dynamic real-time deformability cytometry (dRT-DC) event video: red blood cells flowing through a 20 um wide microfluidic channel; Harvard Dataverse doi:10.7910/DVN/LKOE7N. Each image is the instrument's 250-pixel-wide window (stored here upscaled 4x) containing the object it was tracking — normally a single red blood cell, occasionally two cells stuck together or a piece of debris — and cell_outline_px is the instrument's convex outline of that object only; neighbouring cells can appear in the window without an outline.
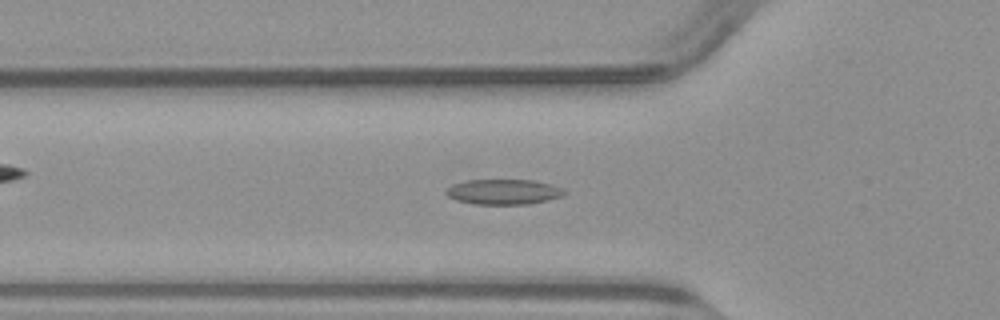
{"species": "common noctule bat (a hibernating species)", "species_latin": "Nyctalus noctula", "temperature_condition": "warm", "stored_images_in_passage": 45, "camera_frame_rate_fps": 3000, "um_per_image_px": 0.085, "animal": {"sex": "male", "body_mass_g": 23.1, "forearm_length_mm": 52.7}, "frame": {"image": 1, "passage_image": 11, "time_ms": 3.333, "image_size_px": [1000, 320], "cell_outline_px": [[568, 192], [564, 196], [548, 200], [528, 204], [472, 204], [456, 200], [448, 196], [444, 192], [452, 184], [468, 180], [532, 180], [552, 184], [564, 188]], "centroid_in_image_um": [42.85, 16.31], "position_along_channel_um": 83.0, "area_um2": 17.57}}
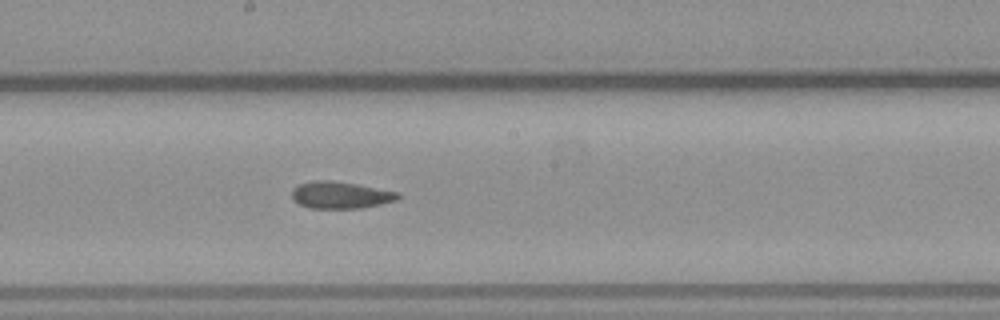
{"frame": {"image": 2, "passage_image": 21, "time_ms": 6.667, "image_size_px": [1000, 320], "cell_outline_px": [[400, 196], [396, 200], [380, 204], [360, 208], [308, 208], [292, 200], [292, 188], [300, 184], [312, 180], [332, 180], [356, 184], [400, 192]], "centroid_in_image_um": [28.92, 16.57], "position_along_channel_um": 219.3, "area_um2": 16.7}}
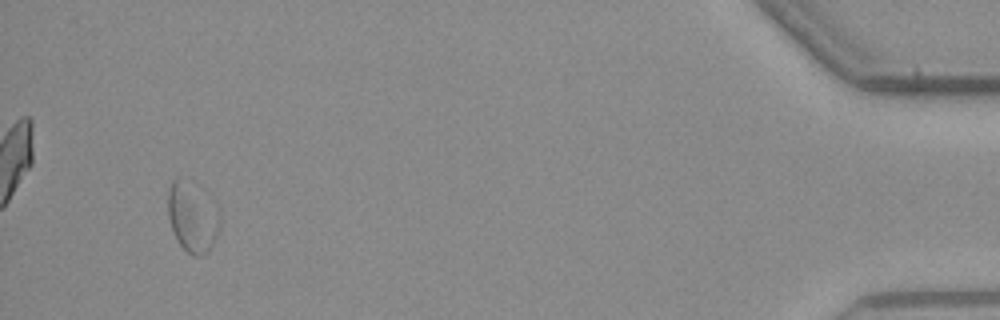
{"frame": {"image": 3, "passage_image": 42, "time_ms": 13.667, "image_size_px": [1000, 320], "cell_outline_px": [[220, 228], [216, 240], [208, 252], [204, 256], [192, 256], [176, 240], [168, 216], [168, 188], [172, 180], [180, 176], [216, 204], [220, 212]], "centroid_in_image_um": [16.37, 18.49], "position_along_channel_um": 418.8, "area_um2": 21.33}}